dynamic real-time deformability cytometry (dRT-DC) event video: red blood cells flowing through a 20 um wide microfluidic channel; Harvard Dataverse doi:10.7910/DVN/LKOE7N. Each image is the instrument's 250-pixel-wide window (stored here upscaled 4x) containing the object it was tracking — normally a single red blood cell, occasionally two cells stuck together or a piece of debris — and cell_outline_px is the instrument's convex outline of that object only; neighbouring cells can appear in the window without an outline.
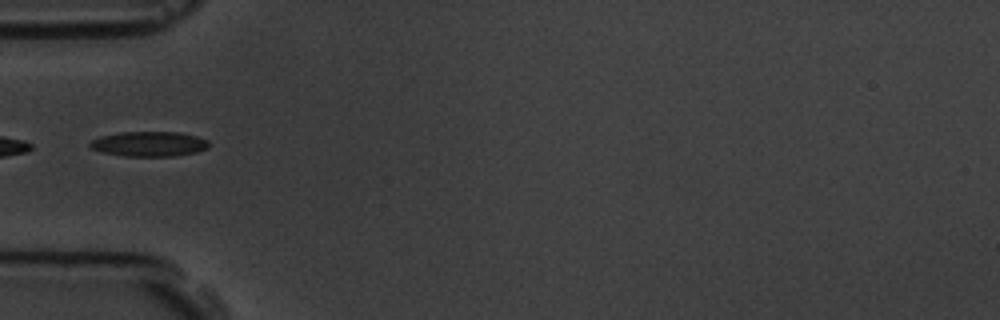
{"species": "common noctule bat (a hibernating species)", "species_latin": "Nyctalus noctula", "temperature_condition": "room temperature", "stored_images_in_passage": 2, "camera_frame_rate_fps": 3000, "um_per_image_px": 0.085, "animal": {"sex": "male", "body_mass_g": 19.5, "forearm_length_mm": 54.6}, "frame": {"image": 1, "passage_image": 2, "time_ms": 1.0, "image_size_px": [1000, 320], "cell_outline_px": [[208, 148], [196, 152], [176, 156], [124, 156], [104, 152], [92, 148], [88, 144], [92, 140], [100, 136], [120, 132], [180, 132], [196, 136], [208, 140]], "centroid_in_image_um": [12.69, 12.23], "position_along_channel_um": 72.3, "area_um2": 17.22}}